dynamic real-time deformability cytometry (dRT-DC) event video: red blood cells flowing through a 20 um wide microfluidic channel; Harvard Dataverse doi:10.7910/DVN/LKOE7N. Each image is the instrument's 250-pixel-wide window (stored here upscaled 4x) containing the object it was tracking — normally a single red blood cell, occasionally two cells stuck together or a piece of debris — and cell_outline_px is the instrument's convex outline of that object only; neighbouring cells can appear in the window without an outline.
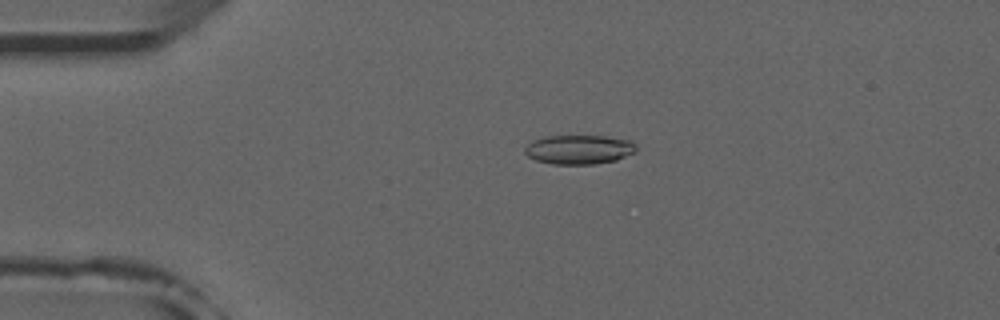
{"species": "common noctule bat (a hibernating species)", "species_latin": "Nyctalus noctula", "temperature_condition": "room temperature", "stored_images_in_passage": 28, "camera_frame_rate_fps": 3000, "um_per_image_px": 0.085, "animal": {"sex": "male", "forearm_length_mm": 52.5}, "frame": {"image": 1, "passage_image": 11, "time_ms": 3.333, "image_size_px": [1000, 320], "cell_outline_px": [[636, 152], [616, 160], [596, 164], [552, 164], [536, 160], [528, 156], [524, 152], [524, 148], [532, 140], [544, 136], [604, 136], [632, 140], [636, 144]], "centroid_in_image_um": [49.23, 12.7], "position_along_channel_um": 35.8, "area_um2": 19.13}}
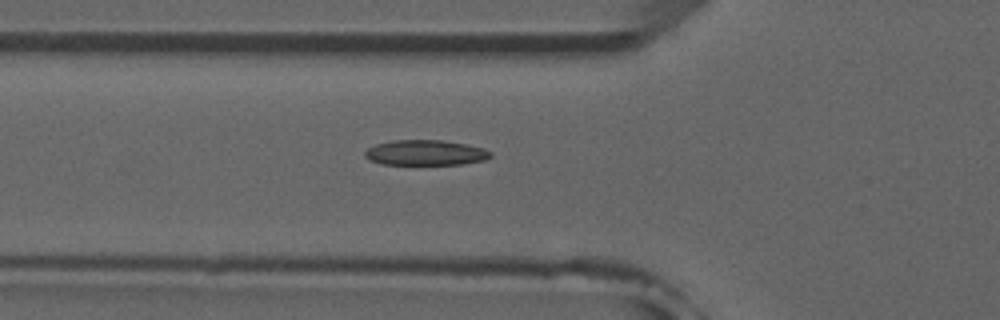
{"frame": {"image": 2, "passage_image": 18, "time_ms": 5.667, "image_size_px": [1000, 320], "cell_outline_px": [[492, 156], [484, 160], [460, 164], [380, 164], [368, 160], [364, 156], [364, 152], [368, 148], [376, 144], [392, 140], [440, 140], [468, 144], [484, 148], [492, 152]], "centroid_in_image_um": [36.15, 12.97], "position_along_channel_um": 89.6, "area_um2": 18.61}}
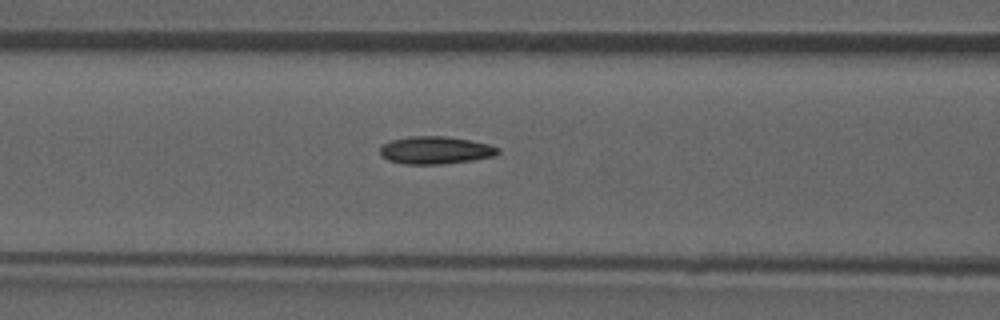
{"frame": {"image": 3, "passage_image": 21, "time_ms": 6.667, "image_size_px": [1000, 320], "cell_outline_px": [[500, 152], [496, 156], [472, 160], [444, 164], [404, 164], [388, 160], [380, 156], [380, 148], [384, 144], [392, 140], [408, 136], [444, 136], [468, 140], [488, 144], [500, 148]], "centroid_in_image_um": [37.02, 12.77], "position_along_channel_um": 129.6, "area_um2": 19.02}}